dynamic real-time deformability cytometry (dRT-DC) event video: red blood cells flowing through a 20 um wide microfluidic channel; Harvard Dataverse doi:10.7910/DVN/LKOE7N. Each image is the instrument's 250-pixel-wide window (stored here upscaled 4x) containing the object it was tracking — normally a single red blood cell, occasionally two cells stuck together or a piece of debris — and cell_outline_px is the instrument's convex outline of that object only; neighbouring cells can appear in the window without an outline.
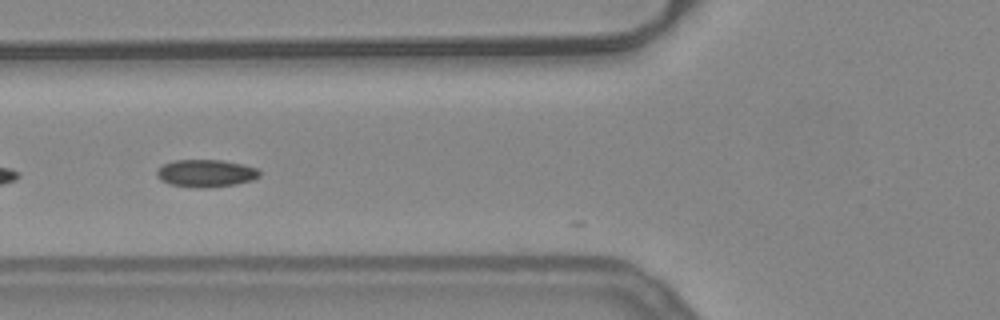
{"species": "common noctule bat (a hibernating species)", "species_latin": "Nyctalus noctula", "temperature_condition": "warm", "stored_images_in_passage": 5, "camera_frame_rate_fps": 3000, "um_per_image_px": 0.085, "animal": {"sex": "female", "body_mass_g": 24.6, "forearm_length_mm": 56.2}, "frame": {"image": 1, "passage_image": 3, "time_ms": 0.667, "image_size_px": [1000, 320], "cell_outline_px": [[260, 176], [252, 180], [236, 184], [208, 188], [196, 188], [168, 184], [160, 180], [156, 176], [156, 172], [164, 164], [176, 160], [220, 160], [260, 168]], "centroid_in_image_um": [17.51, 14.74], "position_along_channel_um": 108.3, "area_um2": 16.53}}